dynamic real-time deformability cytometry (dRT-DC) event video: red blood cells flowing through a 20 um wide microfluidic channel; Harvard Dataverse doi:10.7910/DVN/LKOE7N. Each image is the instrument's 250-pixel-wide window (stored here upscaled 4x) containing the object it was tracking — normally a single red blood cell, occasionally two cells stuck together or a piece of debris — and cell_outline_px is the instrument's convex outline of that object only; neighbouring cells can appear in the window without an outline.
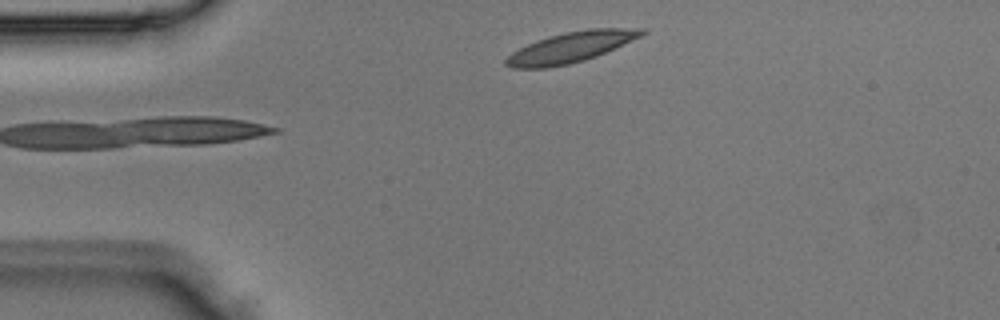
{"species": "Egyptian fruit bat (a non-hibernating species)", "species_latin": "Rousettus aegyptiacus", "temperature_condition": "room temperature", "stored_images_in_passage": 3, "camera_frame_rate_fps": 3000, "um_per_image_px": 0.085, "animal": {"sex": "male"}, "frame": {"image": 1, "passage_image": 3, "time_ms": 0.667, "image_size_px": [1000, 320], "cell_outline_px": [[648, 32], [644, 36], [596, 56], [584, 60], [568, 64], [548, 68], [512, 68], [504, 64], [504, 60], [512, 52], [528, 44], [548, 36], [564, 32], [588, 28], [644, 28]], "centroid_in_image_um": [48.57, 4.0], "position_along_channel_um": 36.4, "area_um2": 24.28}}